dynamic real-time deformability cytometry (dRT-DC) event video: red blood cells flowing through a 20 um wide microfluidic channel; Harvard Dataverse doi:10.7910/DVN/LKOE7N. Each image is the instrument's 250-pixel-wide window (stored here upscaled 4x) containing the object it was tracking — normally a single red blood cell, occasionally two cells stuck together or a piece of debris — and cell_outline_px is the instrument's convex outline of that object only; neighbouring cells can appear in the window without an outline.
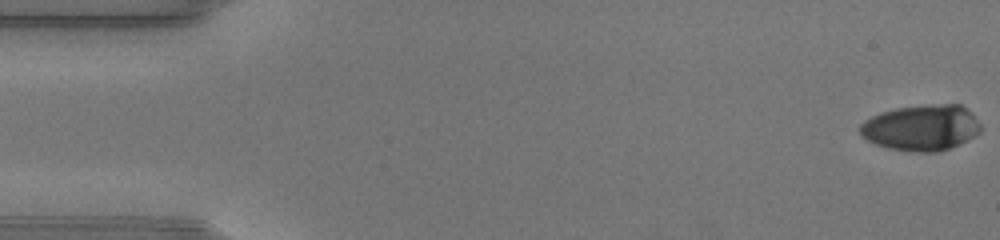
{"species": "human", "species_latin": "Homo sapiens", "temperature_condition": "warm", "stored_images_in_passage": 48, "camera_frame_rate_fps": 3000, "um_per_image_px": 0.085, "donor": {"sex": "male"}, "frame": {"image": 1, "passage_image": 1, "time_ms": 0.0, "image_size_px": [1000, 240], "cell_outline_px": [[980, 132], [968, 140], [960, 144], [940, 152], [908, 152], [888, 148], [876, 144], [860, 136], [860, 124], [864, 120], [880, 112], [896, 108], [932, 104], [960, 104], [968, 108], [972, 112], [980, 124]], "centroid_in_image_um": [78.32, 10.86], "position_along_channel_um": 6.7, "area_um2": 32.66}}
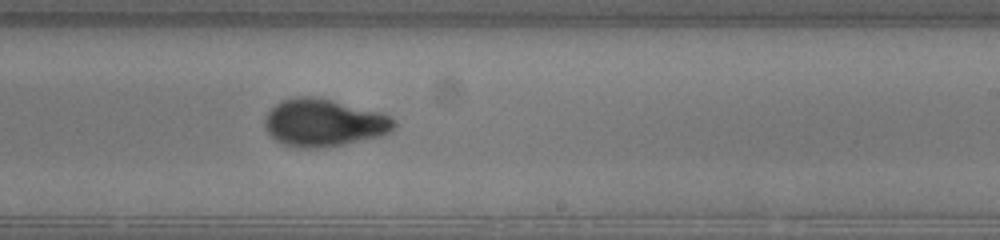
{"frame": {"image": 2, "passage_image": 29, "time_ms": 9.333, "image_size_px": [1000, 240], "cell_outline_px": [[396, 128], [392, 132], [384, 136], [344, 144], [320, 148], [300, 148], [284, 144], [276, 140], [264, 128], [264, 120], [268, 112], [280, 100], [296, 96], [312, 96], [332, 100], [384, 112], [396, 120]], "centroid_in_image_um": [27.58, 10.43], "position_along_channel_um": 261.4, "area_um2": 36.36}}
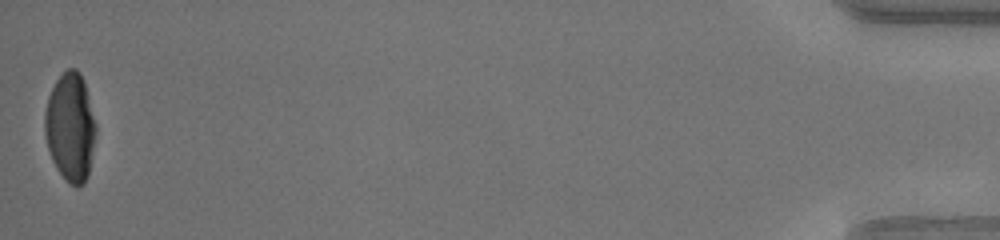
{"frame": {"image": 3, "passage_image": 48, "time_ms": 15.667, "image_size_px": [1000, 240], "cell_outline_px": [[96, 132], [88, 176], [84, 184], [76, 188], [56, 168], [52, 160], [48, 148], [44, 132], [44, 112], [48, 96], [56, 80], [68, 68], [76, 68], [80, 72], [84, 80], [96, 124]], "centroid_in_image_um": [5.98, 10.79], "position_along_channel_um": 429.2, "area_um2": 32.31}, "authors_computed_cell_mechanics": {"area_um2": 33.5818, "velocity_mm_per_s": 4.3438, "shape_relaxation_time_tau1_ms": 3.9031, "shape_relaxation_time_tau2_ms": 1.2882, "deformation_change_tau1": 0.2586, "deformation_change_tau2": 0.0533}}